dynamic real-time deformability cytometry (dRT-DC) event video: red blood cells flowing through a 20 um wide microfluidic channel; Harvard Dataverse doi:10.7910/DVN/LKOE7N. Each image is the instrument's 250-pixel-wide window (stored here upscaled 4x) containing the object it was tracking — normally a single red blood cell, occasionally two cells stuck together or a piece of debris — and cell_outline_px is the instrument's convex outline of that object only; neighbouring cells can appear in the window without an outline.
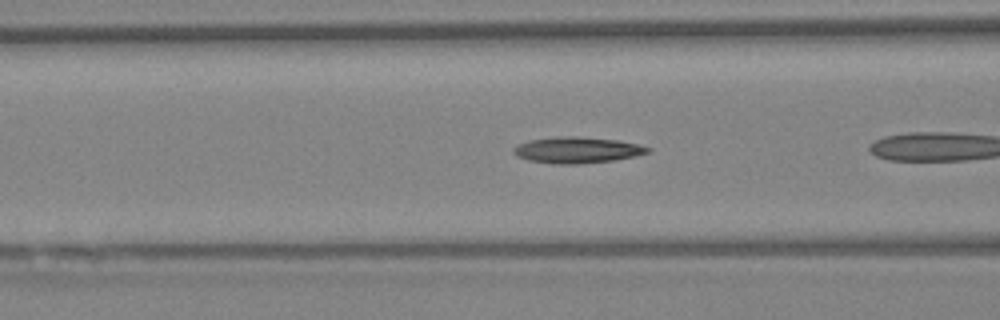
{"species": "Egyptian fruit bat (a non-hibernating species)", "species_latin": "Rousettus aegyptiacus", "temperature_condition": "warm", "stored_images_in_passage": 28, "camera_frame_rate_fps": 3000, "um_per_image_px": 0.085, "animal": {"sex": "female"}, "frame": {"image": 1, "passage_image": 5, "time_ms": 1.333, "image_size_px": [1000, 320], "cell_outline_px": [[652, 148], [648, 152], [636, 156], [616, 160], [576, 164], [552, 164], [528, 160], [516, 156], [512, 152], [512, 148], [516, 144], [528, 140], [560, 136], [576, 136], [620, 140]], "centroid_in_image_um": [49.01, 12.75], "position_along_channel_um": 117.6, "area_um2": 20.69}}